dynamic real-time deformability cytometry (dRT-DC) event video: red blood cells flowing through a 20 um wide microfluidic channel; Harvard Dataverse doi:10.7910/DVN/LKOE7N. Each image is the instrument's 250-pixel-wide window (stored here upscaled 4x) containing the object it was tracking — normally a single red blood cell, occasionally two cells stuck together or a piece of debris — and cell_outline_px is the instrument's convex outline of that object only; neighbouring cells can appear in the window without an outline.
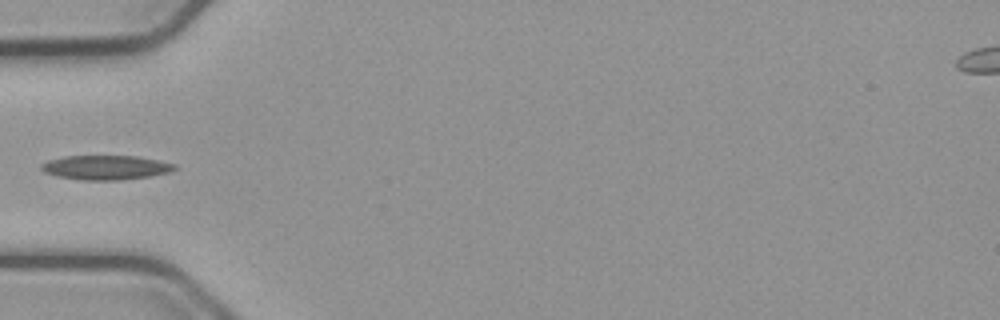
{"species": "common noctule bat (a hibernating species)", "species_latin": "Nyctalus noctula", "temperature_condition": "cold", "stored_images_in_passage": 16, "camera_frame_rate_fps": 3000, "um_per_image_px": 0.085, "animal": {"sex": "male", "body_mass_g": 23.1, "forearm_length_mm": 52.7}, "frame": {"image": 1, "passage_image": 1, "time_ms": 0.0, "image_size_px": [1000, 320], "cell_outline_px": [[176, 168], [168, 172], [148, 176], [120, 180], [80, 180], [56, 176], [44, 172], [40, 168], [40, 164], [48, 160], [64, 156], [136, 156], [176, 164]], "centroid_in_image_um": [8.92, 14.23], "position_along_channel_um": 76.1, "area_um2": 18.84}}
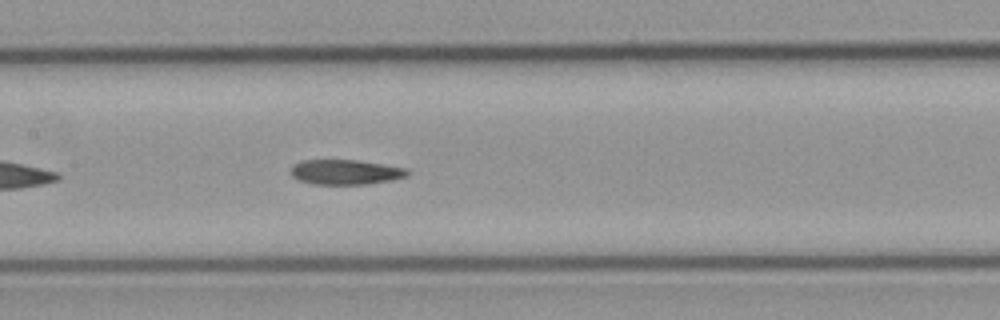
{"frame": {"image": 2, "passage_image": 9, "time_ms": 2.667, "image_size_px": [1000, 320], "cell_outline_px": [[408, 176], [392, 180], [368, 184], [312, 184], [296, 180], [288, 172], [292, 164], [300, 160], [356, 160], [408, 168]], "centroid_in_image_um": [29.3, 14.63], "position_along_channel_um": 178.1, "area_um2": 17.22}}
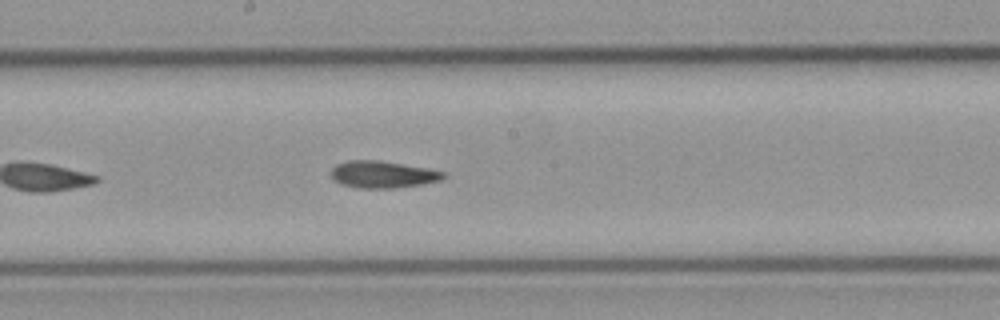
{"frame": {"image": 3, "passage_image": 12, "time_ms": 3.667, "image_size_px": [1000, 320], "cell_outline_px": [[448, 176], [440, 180], [424, 184], [396, 188], [360, 188], [340, 184], [332, 180], [328, 172], [336, 164], [348, 160], [380, 160], [428, 168], [448, 172]], "centroid_in_image_um": [32.53, 14.82], "position_along_channel_um": 215.7, "area_um2": 18.15}}